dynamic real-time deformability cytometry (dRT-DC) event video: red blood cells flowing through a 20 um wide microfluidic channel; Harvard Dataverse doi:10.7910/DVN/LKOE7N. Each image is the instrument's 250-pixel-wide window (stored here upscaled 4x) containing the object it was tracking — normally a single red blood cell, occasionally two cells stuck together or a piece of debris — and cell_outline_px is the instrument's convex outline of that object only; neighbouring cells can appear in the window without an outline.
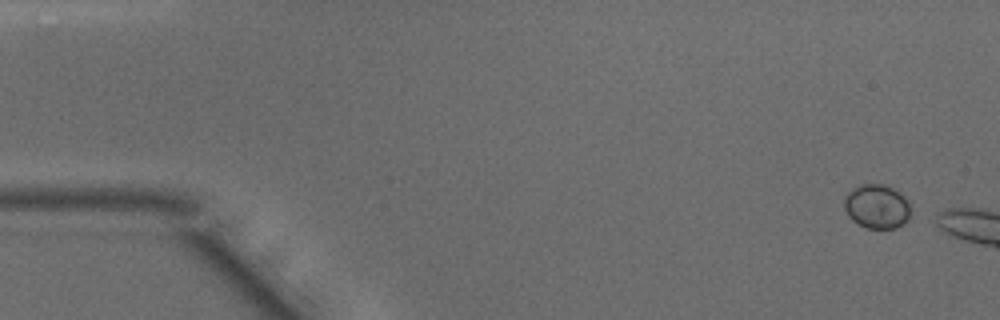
{"species": "common noctule bat (a hibernating species)", "species_latin": "Nyctalus noctula", "temperature_condition": "warm", "stored_images_in_passage": 4, "camera_frame_rate_fps": 3000, "um_per_image_px": 0.085, "animal": {"sex": "male", "body_mass_g": 15.6}, "frame": {"image": 1, "passage_image": 1, "time_ms": 0.0, "image_size_px": [1000, 320], "cell_outline_px": [[912, 212], [908, 220], [904, 224], [896, 228], [868, 228], [852, 220], [848, 216], [844, 208], [844, 196], [852, 188], [864, 184], [884, 184], [892, 188], [904, 196], [908, 200]], "centroid_in_image_um": [74.55, 17.55], "position_along_channel_um": 10.4, "area_um2": 17.28}}